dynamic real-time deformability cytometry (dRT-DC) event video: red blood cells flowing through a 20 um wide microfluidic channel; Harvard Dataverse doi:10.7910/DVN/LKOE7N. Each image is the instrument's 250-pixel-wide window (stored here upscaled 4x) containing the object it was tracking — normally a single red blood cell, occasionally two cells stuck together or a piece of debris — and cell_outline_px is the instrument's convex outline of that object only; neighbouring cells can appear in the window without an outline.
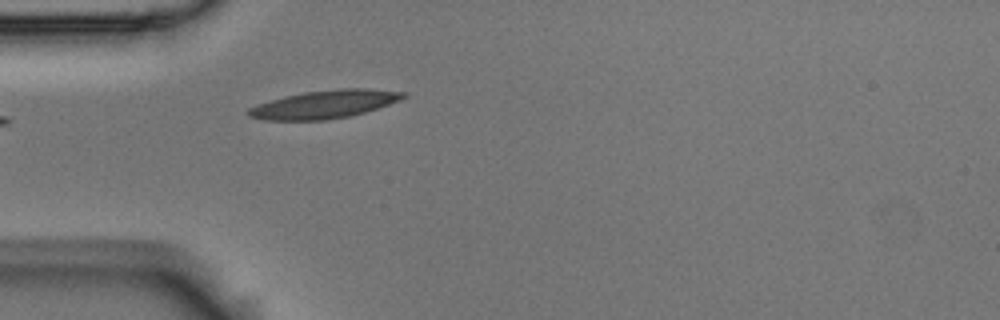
{"species": "Egyptian fruit bat (a non-hibernating species)", "species_latin": "Rousettus aegyptiacus", "temperature_condition": "room temperature", "stored_images_in_passage": 3, "camera_frame_rate_fps": 3000, "um_per_image_px": 0.085, "animal": {"sex": "male"}, "frame": {"image": 1, "passage_image": 3, "time_ms": 0.667, "image_size_px": [1000, 320], "cell_outline_px": [[408, 96], [400, 100], [352, 116], [324, 120], [264, 120], [248, 116], [244, 112], [248, 108], [284, 96], [304, 92], [340, 88], [364, 88], [408, 92]], "centroid_in_image_um": [27.59, 8.86], "position_along_channel_um": 57.4, "area_um2": 25.37}}